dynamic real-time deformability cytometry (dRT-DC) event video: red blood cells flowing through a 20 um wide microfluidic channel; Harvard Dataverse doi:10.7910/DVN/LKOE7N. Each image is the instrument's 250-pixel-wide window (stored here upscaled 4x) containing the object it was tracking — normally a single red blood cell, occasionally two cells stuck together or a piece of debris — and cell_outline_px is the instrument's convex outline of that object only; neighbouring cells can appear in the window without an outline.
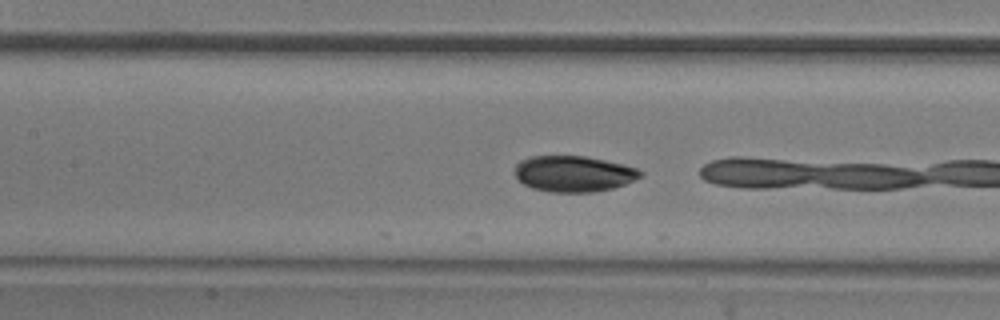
{"species": "common noctule bat (a hibernating species)", "species_latin": "Nyctalus noctula", "temperature_condition": "room temperature", "stored_images_in_passage": 24, "camera_frame_rate_fps": 3000, "um_per_image_px": 0.085, "animal": {"sex": "male", "body_mass_g": 20.5, "forearm_length_mm": 52.5}, "frame": {"image": 1, "passage_image": 22, "time_ms": 7.0, "image_size_px": [1000, 320], "cell_outline_px": [[644, 176], [624, 184], [612, 188], [592, 192], [552, 192], [532, 188], [524, 184], [512, 172], [512, 168], [520, 160], [528, 156], [584, 156], [624, 164], [636, 168], [644, 172]], "centroid_in_image_um": [48.73, 14.76], "position_along_channel_um": 158.7, "area_um2": 26.53}}